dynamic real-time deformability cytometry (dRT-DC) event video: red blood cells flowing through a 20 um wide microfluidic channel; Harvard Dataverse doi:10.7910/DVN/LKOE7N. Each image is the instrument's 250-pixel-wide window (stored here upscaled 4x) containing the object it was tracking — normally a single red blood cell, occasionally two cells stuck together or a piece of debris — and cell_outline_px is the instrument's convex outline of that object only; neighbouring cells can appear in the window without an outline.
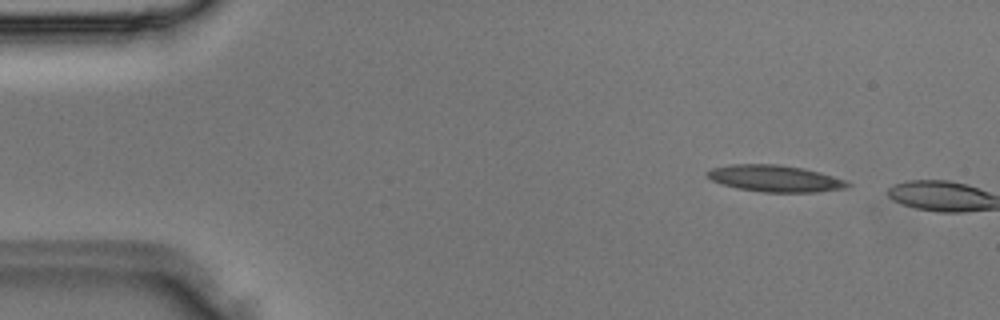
{"species": "Egyptian fruit bat (a non-hibernating species)", "species_latin": "Rousettus aegyptiacus", "temperature_condition": "room temperature", "stored_images_in_passage": 2, "camera_frame_rate_fps": 3000, "um_per_image_px": 0.085, "animal": {"sex": "male"}, "frame": {"image": 1, "passage_image": 1, "time_ms": 0.0, "image_size_px": [1000, 320], "cell_outline_px": [[852, 184], [848, 188], [816, 192], [764, 192], [736, 188], [712, 180], [704, 172], [712, 168], [728, 164], [780, 164], [804, 168], [820, 172], [848, 180]], "centroid_in_image_um": [65.92, 15.16], "position_along_channel_um": 19.1, "area_um2": 22.02}}